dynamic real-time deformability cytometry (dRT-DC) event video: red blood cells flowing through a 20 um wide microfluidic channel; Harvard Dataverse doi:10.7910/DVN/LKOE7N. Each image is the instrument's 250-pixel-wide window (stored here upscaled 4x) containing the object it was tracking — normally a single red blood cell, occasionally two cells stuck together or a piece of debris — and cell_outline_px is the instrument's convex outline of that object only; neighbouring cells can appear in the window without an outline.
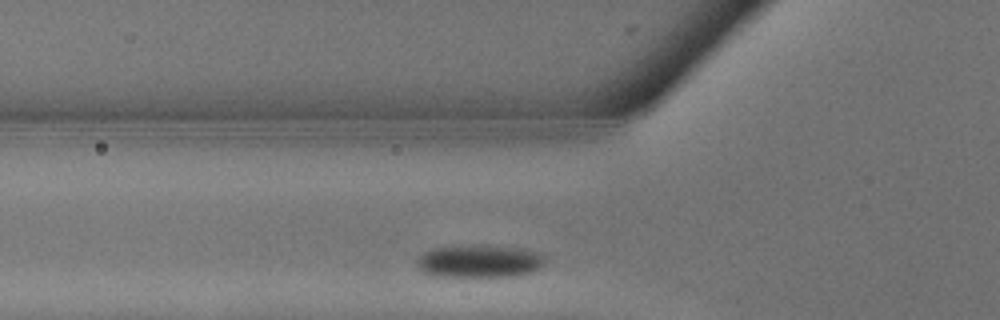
{"species": "common noctule bat (a hibernating species)", "species_latin": "Nyctalus noctula", "temperature_condition": "warm", "stored_images_in_passage": 14, "camera_frame_rate_fps": 3000, "um_per_image_px": 0.085, "animal": {"sex": "male", "body_mass_g": 13.3}, "frame": {"image": 1, "passage_image": 3, "time_ms": 0.667, "image_size_px": [1000, 320], "cell_outline_px": [[544, 264], [540, 268], [516, 276], [432, 276], [424, 272], [416, 264], [416, 260], [424, 252], [432, 248], [460, 244], [484, 244], [520, 248], [540, 252], [544, 256]], "centroid_in_image_um": [40.73, 22.17], "position_along_channel_um": 85.1, "area_um2": 24.91}}
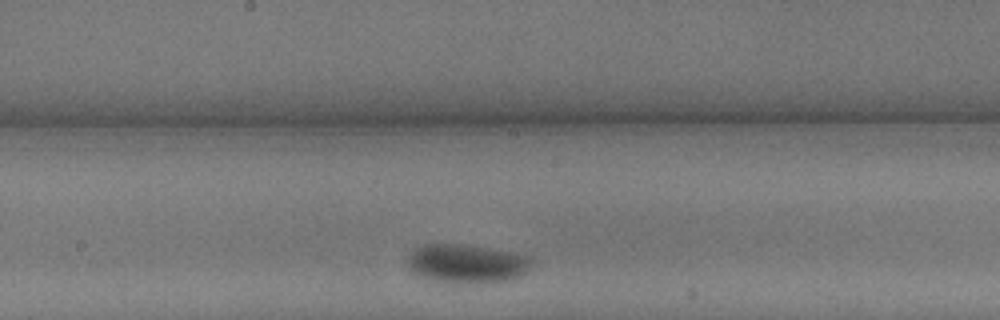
{"frame": {"image": 2, "passage_image": 8, "time_ms": 2.333, "image_size_px": [1000, 320], "cell_outline_px": [[532, 264], [520, 276], [508, 280], [432, 280], [420, 276], [412, 272], [408, 264], [408, 256], [416, 248], [424, 244], [464, 244], [512, 252], [524, 256], [532, 260]], "centroid_in_image_um": [39.63, 22.35], "position_along_channel_um": 208.6, "area_um2": 26.7}}
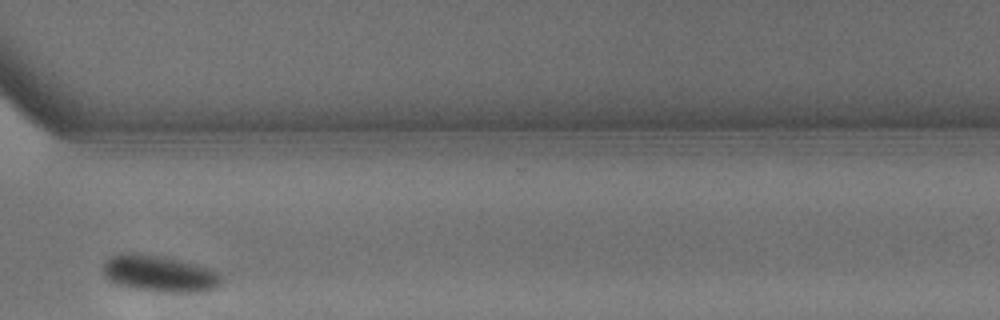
{"frame": {"image": 3, "passage_image": 14, "time_ms": 4.333, "image_size_px": [1000, 320], "cell_outline_px": [[224, 280], [216, 288], [204, 292], [164, 292], [128, 288], [116, 284], [108, 280], [104, 276], [104, 264], [112, 256], [120, 252], [136, 252], [164, 256], [196, 264], [220, 272], [224, 276]], "centroid_in_image_um": [13.59, 23.26], "position_along_channel_um": 357.0, "area_um2": 25.78}}